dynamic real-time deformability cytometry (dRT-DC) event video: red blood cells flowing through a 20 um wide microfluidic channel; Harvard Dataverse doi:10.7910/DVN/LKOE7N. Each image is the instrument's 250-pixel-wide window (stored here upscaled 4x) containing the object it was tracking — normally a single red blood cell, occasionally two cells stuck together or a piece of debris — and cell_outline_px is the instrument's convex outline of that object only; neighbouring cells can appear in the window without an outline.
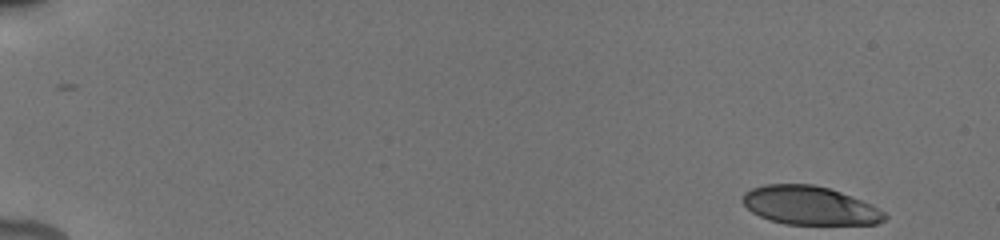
{"species": "human", "species_latin": "Homo sapiens", "temperature_condition": "cold", "stored_images_in_passage": 14, "camera_frame_rate_fps": 3000, "um_per_image_px": 0.085, "donor": {"sex": "male"}, "frame": {"image": 1, "passage_image": 1, "time_ms": 0.0, "image_size_px": [1000, 240], "cell_outline_px": [[888, 216], [884, 220], [876, 224], [784, 224], [768, 220], [752, 212], [740, 200], [744, 192], [752, 188], [764, 184], [812, 184], [828, 188], [852, 196], [872, 204], [884, 212]], "centroid_in_image_um": [68.81, 17.47], "position_along_channel_um": 16.2, "area_um2": 32.02}}
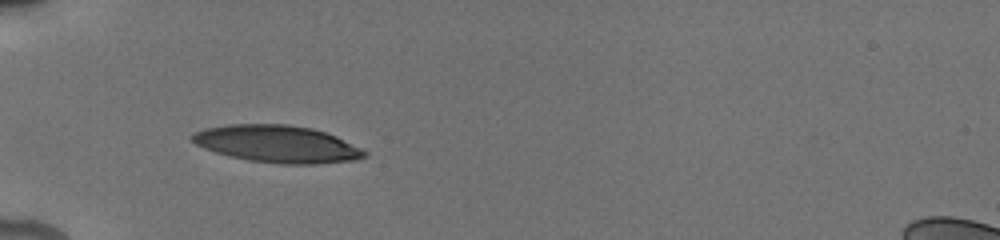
{"frame": {"image": 2, "passage_image": 9, "time_ms": 5.0, "image_size_px": [1000, 240], "cell_outline_px": [[368, 156], [356, 160], [316, 164], [280, 164], [248, 160], [228, 156], [204, 148], [188, 140], [188, 136], [192, 132], [204, 128], [228, 124], [288, 124], [312, 128], [336, 136], [368, 152]], "centroid_in_image_um": [23.51, 12.23], "position_along_channel_um": 61.5, "area_um2": 37.69}}
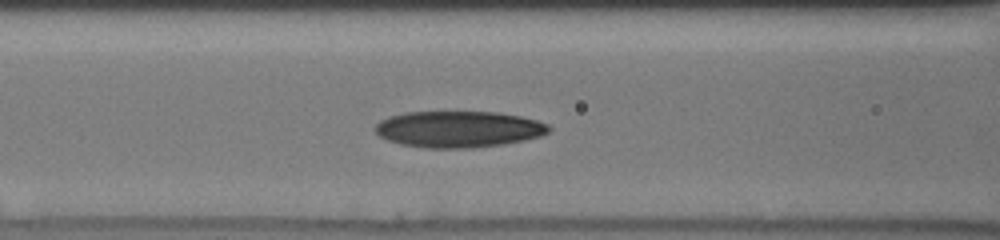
{"frame": {"image": 3, "passage_image": 12, "time_ms": 7.0, "image_size_px": [1000, 240], "cell_outline_px": [[552, 128], [548, 132], [540, 136], [524, 140], [504, 144], [472, 148], [424, 148], [400, 144], [388, 140], [380, 136], [372, 128], [380, 120], [388, 116], [404, 112], [496, 112], [520, 116], [536, 120], [548, 124]], "centroid_in_image_um": [38.95, 10.98], "position_along_channel_um": 127.7, "area_um2": 37.05}}